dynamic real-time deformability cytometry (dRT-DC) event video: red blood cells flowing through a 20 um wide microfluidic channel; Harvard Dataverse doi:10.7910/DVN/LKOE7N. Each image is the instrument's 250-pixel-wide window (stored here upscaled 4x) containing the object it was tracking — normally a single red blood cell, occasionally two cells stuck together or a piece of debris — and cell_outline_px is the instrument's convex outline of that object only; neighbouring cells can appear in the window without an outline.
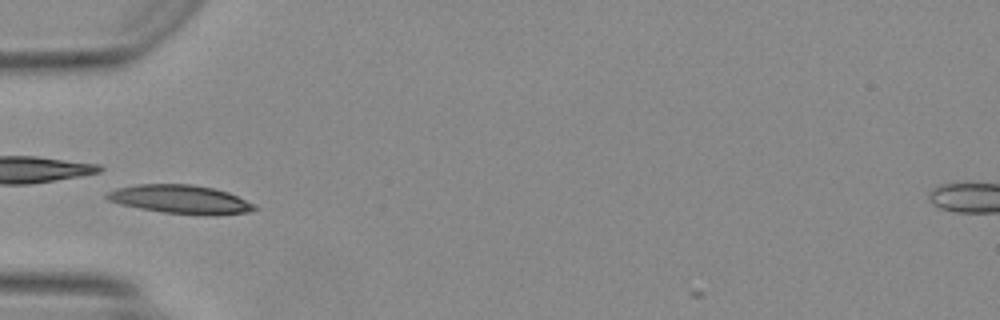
{"species": "Egyptian fruit bat (a non-hibernating species)", "species_latin": "Rousettus aegyptiacus", "temperature_condition": "warm", "stored_images_in_passage": 26, "camera_frame_rate_fps": 3000, "um_per_image_px": 0.085, "animal": {"sex": "female"}, "frame": {"image": 1, "passage_image": 1, "time_ms": 0.0, "image_size_px": [1000, 320], "cell_outline_px": [[260, 208], [248, 212], [216, 216], [204, 216], [164, 212], [140, 208], [120, 204], [108, 200], [104, 196], [108, 192], [116, 188], [136, 184], [192, 184], [212, 188], [228, 192], [256, 204]], "centroid_in_image_um": [15.39, 16.96], "position_along_channel_um": 69.6, "area_um2": 24.91}, "authors_computed_cell_mechanics": {"area_um2": 22.4553, "velocity_mm_per_s": 4.1663, "shape_relaxation_time_tau1_ms": 3.7244, "shape_relaxation_time_tau2_ms": 2.8118, "deformation_change_tau1": 0.1294, "deformation_change_tau2": 0.0857}}